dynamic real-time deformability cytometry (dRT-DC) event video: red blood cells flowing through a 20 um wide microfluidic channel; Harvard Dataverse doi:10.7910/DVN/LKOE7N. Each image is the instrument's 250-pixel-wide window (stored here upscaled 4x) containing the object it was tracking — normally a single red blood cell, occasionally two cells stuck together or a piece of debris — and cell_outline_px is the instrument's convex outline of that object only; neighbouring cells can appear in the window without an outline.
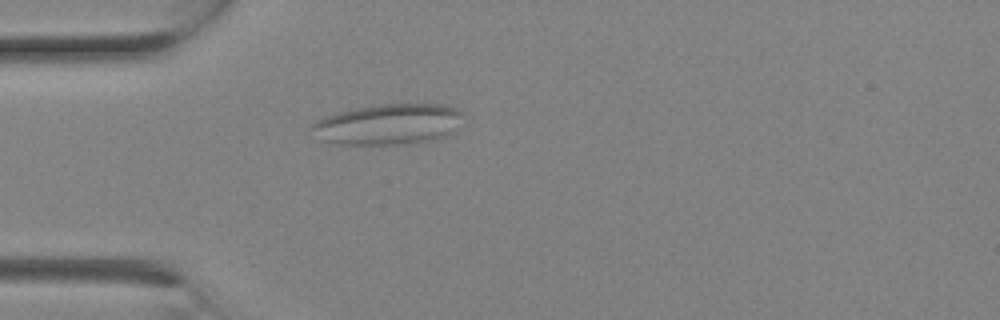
{"species": "Egyptian fruit bat (a non-hibernating species)", "species_latin": "Rousettus aegyptiacus", "temperature_condition": "room temperature", "stored_images_in_passage": 4, "camera_frame_rate_fps": 3000, "um_per_image_px": 0.085, "animal": {"sex": "female"}, "frame": {"image": 1, "passage_image": 4, "time_ms": 1.0, "image_size_px": [1000, 320], "cell_outline_px": [[464, 112], [456, 132], [448, 136], [436, 140], [408, 144], [332, 144], [324, 140], [312, 128], [312, 124], [316, 120], [340, 112], [372, 104], [444, 104], [456, 108]], "centroid_in_image_um": [33.12, 10.56], "position_along_channel_um": 51.9, "area_um2": 36.13}}